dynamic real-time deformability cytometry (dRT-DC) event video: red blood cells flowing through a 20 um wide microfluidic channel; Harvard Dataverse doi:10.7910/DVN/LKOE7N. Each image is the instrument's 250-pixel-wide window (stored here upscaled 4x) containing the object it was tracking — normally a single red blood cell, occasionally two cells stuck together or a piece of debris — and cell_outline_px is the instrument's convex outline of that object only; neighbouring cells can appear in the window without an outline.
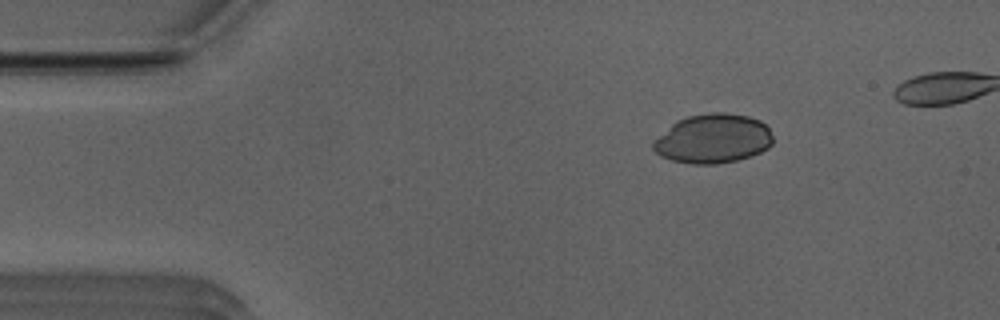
{"species": "Egyptian fruit bat (a non-hibernating species)", "species_latin": "Rousettus aegyptiacus", "temperature_condition": "room temperature", "stored_images_in_passage": 40, "camera_frame_rate_fps": 3000, "um_per_image_px": 0.085, "animal": {"sex": "male"}, "frame": {"image": 1, "passage_image": 1, "time_ms": 0.0, "image_size_px": [1000, 320], "cell_outline_px": [[772, 144], [768, 148], [752, 156], [736, 160], [716, 164], [692, 164], [672, 160], [660, 156], [652, 148], [652, 144], [676, 120], [688, 116], [708, 112], [724, 112], [748, 116], [760, 120], [768, 128], [772, 136]], "centroid_in_image_um": [60.62, 11.78], "position_along_channel_um": 24.4, "area_um2": 34.28}}